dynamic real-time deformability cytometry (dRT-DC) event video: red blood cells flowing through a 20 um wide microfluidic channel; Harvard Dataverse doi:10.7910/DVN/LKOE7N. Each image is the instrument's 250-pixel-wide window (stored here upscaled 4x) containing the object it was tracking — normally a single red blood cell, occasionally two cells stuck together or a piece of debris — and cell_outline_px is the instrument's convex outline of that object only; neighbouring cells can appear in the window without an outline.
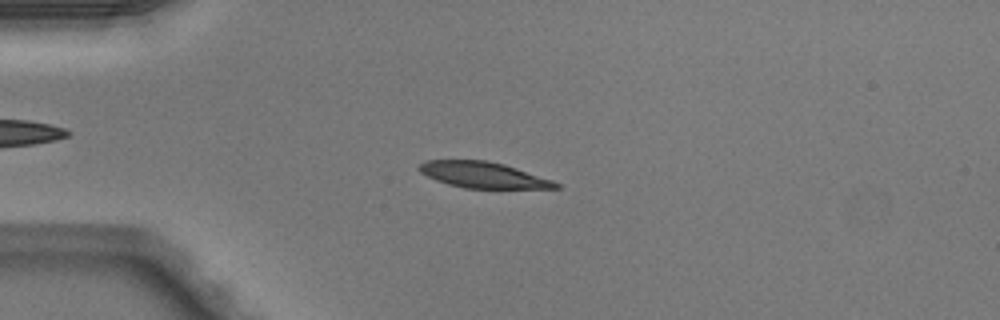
{"species": "Egyptian fruit bat (a non-hibernating species)", "species_latin": "Rousettus aegyptiacus", "temperature_condition": "warm", "stored_images_in_passage": 49, "camera_frame_rate_fps": 3000, "um_per_image_px": 0.085, "animal": {"sex": "male"}, "frame": {"image": 1, "passage_image": 12, "time_ms": 3.667, "image_size_px": [1000, 320], "cell_outline_px": [[560, 188], [464, 188], [448, 184], [436, 180], [420, 172], [416, 168], [424, 160], [484, 160], [504, 164], [552, 180], [560, 184]], "centroid_in_image_um": [41.03, 14.86], "position_along_channel_um": 44.0, "area_um2": 20.52}}
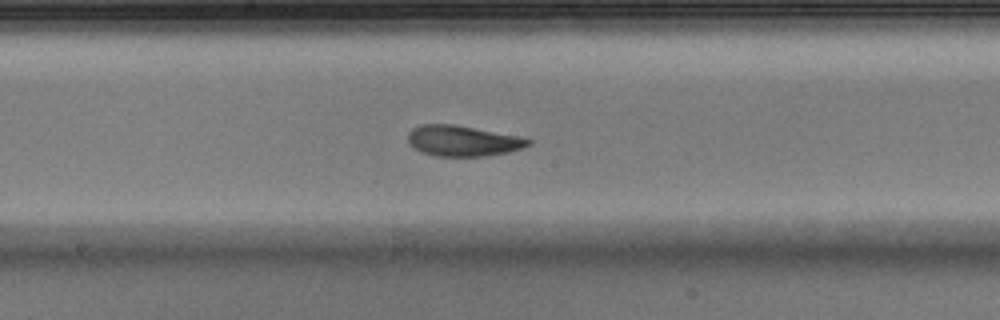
{"frame": {"image": 2, "passage_image": 26, "time_ms": 8.333, "image_size_px": [1000, 320], "cell_outline_px": [[532, 144], [524, 148], [508, 152], [484, 156], [436, 156], [424, 152], [408, 144], [408, 132], [412, 128], [420, 124], [456, 124], [528, 136], [532, 140]], "centroid_in_image_um": [39.44, 11.94], "position_along_channel_um": 208.8, "area_um2": 22.14}}
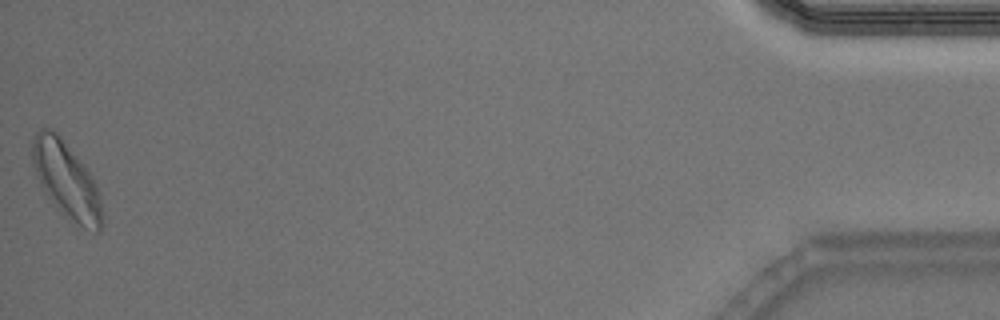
{"frame": {"image": 3, "passage_image": 49, "time_ms": 16.0, "image_size_px": [1000, 320], "cell_outline_px": [[104, 224], [100, 232], [96, 232], [84, 228], [68, 220], [56, 208], [44, 192], [36, 176], [32, 164], [32, 136], [40, 128], [52, 128], [60, 136], [84, 164], [92, 176], [100, 192]], "centroid_in_image_um": [5.66, 15.34], "position_along_channel_um": 429.5, "area_um2": 31.73}, "authors_computed_cell_mechanics": {"area_um2": 21.964, "velocity_mm_per_s": 4.0525, "shape_relaxation_time_tau1_ms": 2.1908, "shape_relaxation_time_tau2_ms": 1.2229, "deformation_change_tau1": 0.1424, "deformation_change_tau2": 0.0781}}